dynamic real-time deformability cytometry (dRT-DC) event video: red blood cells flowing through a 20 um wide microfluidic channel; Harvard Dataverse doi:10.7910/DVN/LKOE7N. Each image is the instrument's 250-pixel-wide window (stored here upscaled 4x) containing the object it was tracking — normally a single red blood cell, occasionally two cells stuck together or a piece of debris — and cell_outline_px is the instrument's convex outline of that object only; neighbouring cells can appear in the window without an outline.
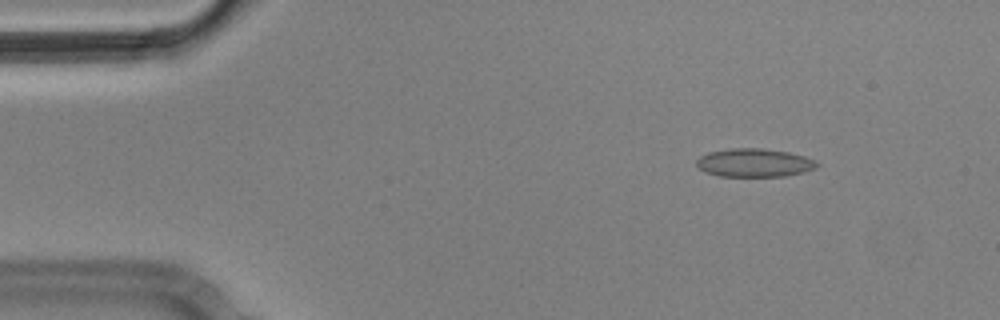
{"species": "Egyptian fruit bat (a non-hibernating species)", "species_latin": "Rousettus aegyptiacus", "temperature_condition": "cold", "stored_images_in_passage": 5, "segment_of_instrument_passage": [2, 2], "camera_frame_rate_fps": 3000, "um_per_image_px": 0.085, "animal": {"sex": "male"}, "frame": {"image": 1, "passage_image": 5, "time_ms": 1.333, "image_size_px": [1000, 320], "cell_outline_px": [[820, 164], [816, 168], [804, 172], [784, 176], [720, 176], [704, 172], [696, 164], [696, 160], [700, 156], [708, 152], [728, 148], [760, 148], [788, 152], [804, 156], [816, 160]], "centroid_in_image_um": [64.12, 13.83], "position_along_channel_um": 20.9, "area_um2": 20.0}}